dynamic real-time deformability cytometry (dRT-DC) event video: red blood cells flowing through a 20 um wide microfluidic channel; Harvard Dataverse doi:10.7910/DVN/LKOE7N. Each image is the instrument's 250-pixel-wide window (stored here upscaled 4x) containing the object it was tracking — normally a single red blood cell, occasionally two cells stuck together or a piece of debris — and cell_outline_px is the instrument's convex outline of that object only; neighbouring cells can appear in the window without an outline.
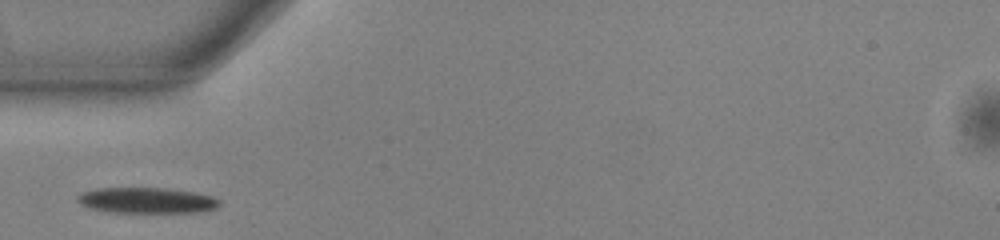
{"species": "common noctule bat (a hibernating species)", "species_latin": "Nyctalus noctula", "temperature_condition": "warm", "stored_images_in_passage": 32, "camera_frame_rate_fps": 3000, "um_per_image_px": 0.085, "animal": {"sex": "male", "body_mass_g": 13.0, "forearm_length_mm": 53.1}, "frame": {"image": 1, "passage_image": 1, "time_ms": 0.0, "image_size_px": [1000, 240], "cell_outline_px": [[220, 204], [216, 208], [200, 212], [112, 212], [92, 208], [80, 204], [76, 200], [76, 196], [84, 192], [96, 188], [168, 188], [192, 192], [212, 196], [220, 200]], "centroid_in_image_um": [12.48, 17.03], "position_along_channel_um": 72.5, "area_um2": 21.15}}
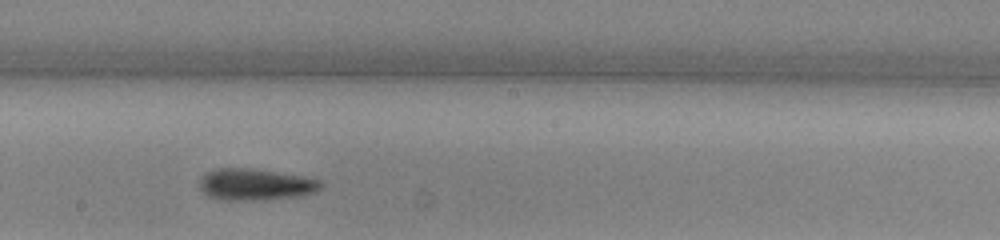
{"frame": {"image": 2, "passage_image": 13, "time_ms": 4.0, "image_size_px": [1000, 240], "cell_outline_px": [[320, 188], [316, 192], [304, 196], [264, 200], [224, 200], [208, 196], [200, 188], [200, 176], [204, 172], [216, 168], [252, 168], [300, 176], [320, 180]], "centroid_in_image_um": [21.68, 15.69], "position_along_channel_um": 226.5, "area_um2": 22.48}}
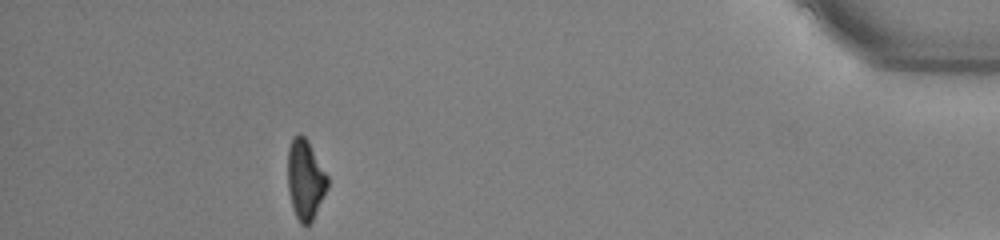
{"frame": {"image": 3, "passage_image": 32, "time_ms": 10.333, "image_size_px": [1000, 240], "cell_outline_px": [[328, 188], [312, 220], [308, 224], [300, 224], [292, 208], [288, 188], [288, 148], [292, 140], [300, 132], [308, 140], [328, 176]], "centroid_in_image_um": [25.95, 15.25], "position_along_channel_um": 409.2, "area_um2": 18.44}}